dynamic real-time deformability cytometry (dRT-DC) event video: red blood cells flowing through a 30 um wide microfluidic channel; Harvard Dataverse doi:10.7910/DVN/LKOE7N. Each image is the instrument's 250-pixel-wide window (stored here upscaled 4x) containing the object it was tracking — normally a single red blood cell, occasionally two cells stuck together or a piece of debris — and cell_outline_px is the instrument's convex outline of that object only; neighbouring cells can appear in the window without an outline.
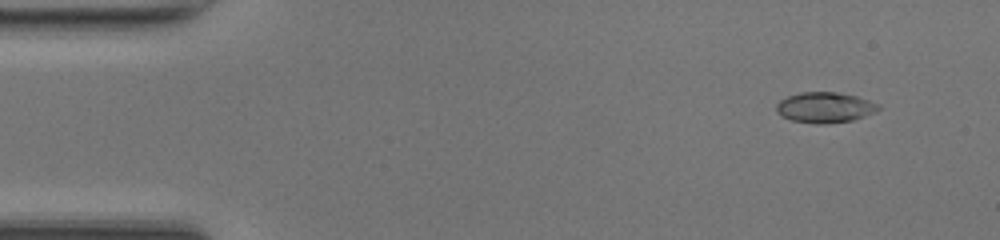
{"species": "common noctule bat (a hibernating species)", "species_latin": "Nyctalus noctula", "temperature_condition": "room temperature", "stored_images_in_passage": 48, "camera_frame_rate_fps": 3000, "um_per_image_px": 0.085, "animal": {"sex": "female", "body_mass_g": 17.0, "forearm_length_mm": 48.0}, "frame": {"image": 1, "passage_image": 3, "time_ms": 0.667, "image_size_px": [1000, 240], "cell_outline_px": [[880, 108], [876, 112], [852, 120], [824, 124], [816, 124], [792, 120], [780, 116], [776, 112], [776, 104], [780, 100], [788, 96], [800, 92], [836, 92], [856, 96], [880, 104]], "centroid_in_image_um": [70.1, 9.13], "position_along_channel_um": 14.9, "area_um2": 18.21}}
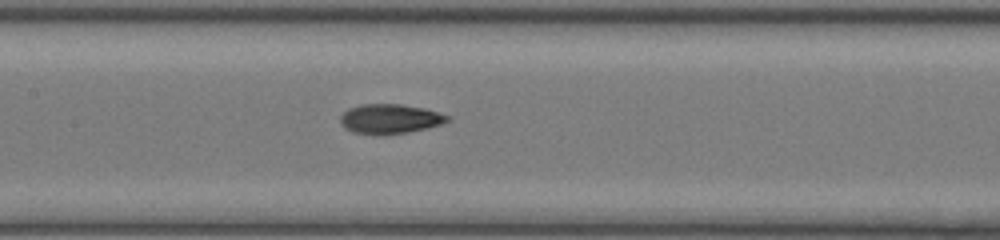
{"frame": {"image": 2, "passage_image": 22, "time_ms": 7.0, "image_size_px": [1000, 240], "cell_outline_px": [[448, 120], [440, 124], [408, 132], [384, 136], [376, 136], [352, 132], [344, 128], [340, 124], [340, 116], [348, 108], [360, 104], [400, 104], [424, 108], [448, 116]], "centroid_in_image_um": [33.04, 10.12], "position_along_channel_um": 174.4, "area_um2": 18.61}}
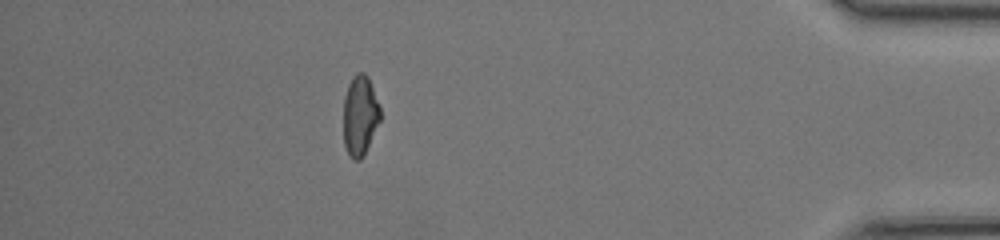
{"frame": {"image": 3, "passage_image": 42, "time_ms": 13.667, "image_size_px": [1000, 240], "cell_outline_px": [[380, 120], [360, 160], [356, 160], [348, 152], [344, 144], [344, 96], [348, 84], [352, 76], [356, 72], [364, 72], [368, 76], [380, 108]], "centroid_in_image_um": [30.59, 9.74], "position_along_channel_um": 404.6, "area_um2": 16.82}, "authors_computed_cell_mechanics": {"area_um2": 17.7735, "velocity_mm_per_s": 4.2537, "shape_relaxation_time_tau1_ms": 6.9378, "shape_relaxation_time_tau2_ms": 2.4864, "deformation_change_tau1": 0.2234, "deformation_change_tau2": 0.0778}}